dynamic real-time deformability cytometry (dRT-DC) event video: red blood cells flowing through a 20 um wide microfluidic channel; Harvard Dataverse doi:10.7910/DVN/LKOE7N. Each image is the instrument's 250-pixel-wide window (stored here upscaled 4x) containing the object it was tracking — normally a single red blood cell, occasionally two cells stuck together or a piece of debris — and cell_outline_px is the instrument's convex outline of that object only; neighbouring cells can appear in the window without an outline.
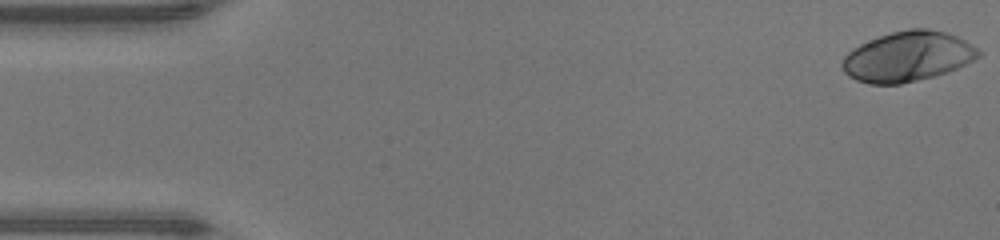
{"species": "human", "species_latin": "Homo sapiens", "temperature_condition": "warm", "stored_images_in_passage": 48, "camera_frame_rate_fps": 3000, "um_per_image_px": 0.085, "donor": {"sex": "male"}, "frame": {"image": 1, "passage_image": 1, "time_ms": 0.0, "image_size_px": [1000, 240], "cell_outline_px": [[980, 56], [948, 72], [900, 84], [868, 84], [856, 80], [848, 76], [844, 72], [840, 64], [844, 56], [852, 48], [860, 44], [880, 36], [892, 32], [908, 28], [928, 28], [944, 32], [956, 36], [972, 44], [980, 52]], "centroid_in_image_um": [77.1, 4.8], "position_along_channel_um": 7.9, "area_um2": 39.54}}
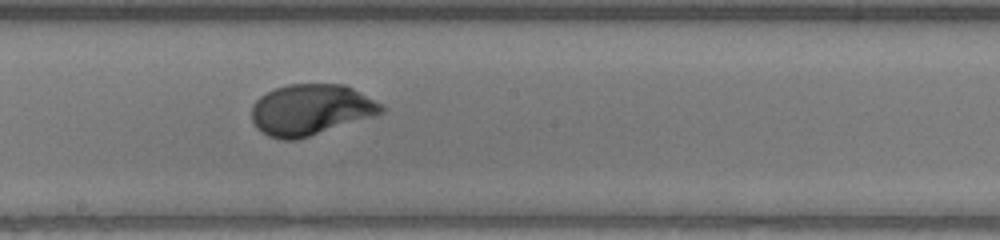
{"frame": {"image": 2, "passage_image": 26, "time_ms": 8.333, "image_size_px": [1000, 240], "cell_outline_px": [[388, 108], [384, 112], [376, 116], [296, 140], [284, 140], [268, 136], [256, 128], [252, 120], [252, 104], [260, 96], [276, 88], [288, 84], [344, 84], [352, 88]], "centroid_in_image_um": [26.42, 9.33], "position_along_channel_um": 221.8, "area_um2": 38.55}}
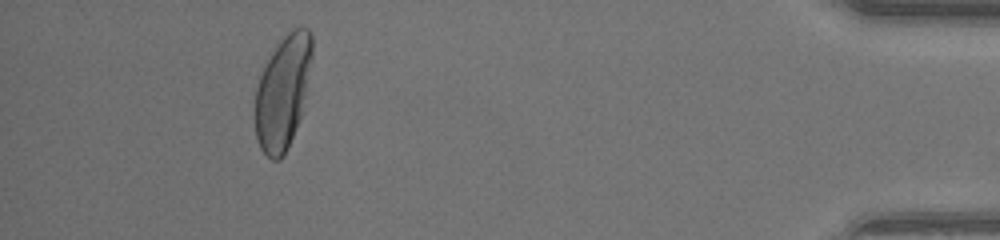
{"frame": {"image": 3, "passage_image": 44, "time_ms": 14.333, "image_size_px": [1000, 240], "cell_outline_px": [[312, 56], [300, 116], [292, 136], [280, 160], [272, 160], [260, 148], [256, 136], [256, 88], [260, 76], [276, 40], [292, 28], [308, 28], [312, 36]], "centroid_in_image_um": [24.02, 7.74], "position_along_channel_um": 411.2, "area_um2": 37.11}, "authors_computed_cell_mechanics": {"area_um2": 38.437, "velocity_mm_per_s": 4.2764, "shape_relaxation_time_tau1_ms": 2.5965, "shape_relaxation_time_tau2_ms": null, "deformation_change_tau1": 0.1925, "deformation_change_tau2": null}}